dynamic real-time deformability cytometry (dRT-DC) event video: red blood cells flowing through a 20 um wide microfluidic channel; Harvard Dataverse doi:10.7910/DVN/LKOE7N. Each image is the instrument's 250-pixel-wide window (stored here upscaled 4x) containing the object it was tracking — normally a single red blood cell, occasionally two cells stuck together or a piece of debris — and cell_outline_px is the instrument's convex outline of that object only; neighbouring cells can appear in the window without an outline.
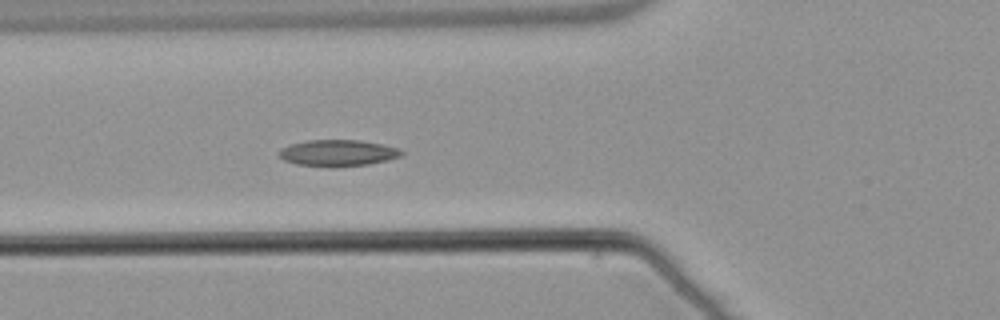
{"species": "common noctule bat (a hibernating species)", "species_latin": "Nyctalus noctula", "temperature_condition": "warm", "stored_images_in_passage": 46, "camera_frame_rate_fps": 3000, "um_per_image_px": 0.085, "animal": {"sex": "male", "body_mass_g": 21.5, "forearm_length_mm": 52.0}, "frame": {"image": 1, "passage_image": 20, "time_ms": 6.333, "image_size_px": [1000, 320], "cell_outline_px": [[404, 152], [400, 156], [388, 160], [368, 164], [296, 164], [284, 160], [280, 156], [280, 148], [292, 144], [308, 140], [360, 140], [400, 148]], "centroid_in_image_um": [28.76, 12.95], "position_along_channel_um": 97.0, "area_um2": 17.86}, "authors_computed_cell_mechanics": {"area_um2": 18.4093, "velocity_mm_per_s": 3.795, "shape_relaxation_time_tau1_ms": 7.5919, "shape_relaxation_time_tau2_ms": 8.8253, "deformation_change_tau1": 0.1451, "deformation_change_tau2": 0.1458}}